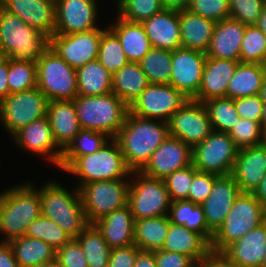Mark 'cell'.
Masks as SVG:
<instances>
[{"label": "cell", "instance_id": "cell-1", "mask_svg": "<svg viewBox=\"0 0 266 267\" xmlns=\"http://www.w3.org/2000/svg\"><path fill=\"white\" fill-rule=\"evenodd\" d=\"M168 136V122L128 112L115 139L119 142L127 167L131 171H140Z\"/></svg>", "mask_w": 266, "mask_h": 267}, {"label": "cell", "instance_id": "cell-2", "mask_svg": "<svg viewBox=\"0 0 266 267\" xmlns=\"http://www.w3.org/2000/svg\"><path fill=\"white\" fill-rule=\"evenodd\" d=\"M42 214L38 189L26 182L0 193V233L10 242L25 236L29 224Z\"/></svg>", "mask_w": 266, "mask_h": 267}, {"label": "cell", "instance_id": "cell-3", "mask_svg": "<svg viewBox=\"0 0 266 267\" xmlns=\"http://www.w3.org/2000/svg\"><path fill=\"white\" fill-rule=\"evenodd\" d=\"M38 191L42 215L53 220L71 238H77L89 225L77 187L70 193L58 182H48Z\"/></svg>", "mask_w": 266, "mask_h": 267}, {"label": "cell", "instance_id": "cell-4", "mask_svg": "<svg viewBox=\"0 0 266 267\" xmlns=\"http://www.w3.org/2000/svg\"><path fill=\"white\" fill-rule=\"evenodd\" d=\"M73 104L82 129L103 132L111 138H116L129 112V106L113 92L99 96L77 95Z\"/></svg>", "mask_w": 266, "mask_h": 267}, {"label": "cell", "instance_id": "cell-5", "mask_svg": "<svg viewBox=\"0 0 266 267\" xmlns=\"http://www.w3.org/2000/svg\"><path fill=\"white\" fill-rule=\"evenodd\" d=\"M48 47L46 35L0 7L1 57L36 62Z\"/></svg>", "mask_w": 266, "mask_h": 267}, {"label": "cell", "instance_id": "cell-6", "mask_svg": "<svg viewBox=\"0 0 266 267\" xmlns=\"http://www.w3.org/2000/svg\"><path fill=\"white\" fill-rule=\"evenodd\" d=\"M265 221L266 211L255 196L240 192L223 223L213 233L211 253L219 255L230 244Z\"/></svg>", "mask_w": 266, "mask_h": 267}, {"label": "cell", "instance_id": "cell-7", "mask_svg": "<svg viewBox=\"0 0 266 267\" xmlns=\"http://www.w3.org/2000/svg\"><path fill=\"white\" fill-rule=\"evenodd\" d=\"M101 149L78 157L65 171L79 177V189L83 184L101 180L123 179L131 175L123 158L119 142L111 138Z\"/></svg>", "mask_w": 266, "mask_h": 267}, {"label": "cell", "instance_id": "cell-8", "mask_svg": "<svg viewBox=\"0 0 266 267\" xmlns=\"http://www.w3.org/2000/svg\"><path fill=\"white\" fill-rule=\"evenodd\" d=\"M37 87L48 101L73 100L78 95L76 69L50 47L37 59Z\"/></svg>", "mask_w": 266, "mask_h": 267}, {"label": "cell", "instance_id": "cell-9", "mask_svg": "<svg viewBox=\"0 0 266 267\" xmlns=\"http://www.w3.org/2000/svg\"><path fill=\"white\" fill-rule=\"evenodd\" d=\"M131 175H135L136 180L129 181L127 205L134 220L168 215L172 201L164 180L147 176L141 171H132Z\"/></svg>", "mask_w": 266, "mask_h": 267}, {"label": "cell", "instance_id": "cell-10", "mask_svg": "<svg viewBox=\"0 0 266 267\" xmlns=\"http://www.w3.org/2000/svg\"><path fill=\"white\" fill-rule=\"evenodd\" d=\"M124 179L93 181L79 188L89 224L127 205L129 182Z\"/></svg>", "mask_w": 266, "mask_h": 267}, {"label": "cell", "instance_id": "cell-11", "mask_svg": "<svg viewBox=\"0 0 266 267\" xmlns=\"http://www.w3.org/2000/svg\"><path fill=\"white\" fill-rule=\"evenodd\" d=\"M238 149L228 133L213 131L192 147V165L218 176L232 174Z\"/></svg>", "mask_w": 266, "mask_h": 267}, {"label": "cell", "instance_id": "cell-12", "mask_svg": "<svg viewBox=\"0 0 266 267\" xmlns=\"http://www.w3.org/2000/svg\"><path fill=\"white\" fill-rule=\"evenodd\" d=\"M48 103V99L38 87L9 94L0 101L1 125L13 136L25 125L46 116Z\"/></svg>", "mask_w": 266, "mask_h": 267}, {"label": "cell", "instance_id": "cell-13", "mask_svg": "<svg viewBox=\"0 0 266 267\" xmlns=\"http://www.w3.org/2000/svg\"><path fill=\"white\" fill-rule=\"evenodd\" d=\"M189 99L170 84L150 83L129 106L133 115L168 122Z\"/></svg>", "mask_w": 266, "mask_h": 267}, {"label": "cell", "instance_id": "cell-14", "mask_svg": "<svg viewBox=\"0 0 266 267\" xmlns=\"http://www.w3.org/2000/svg\"><path fill=\"white\" fill-rule=\"evenodd\" d=\"M106 29L54 34L49 38V47L69 66L78 69L97 60L100 38Z\"/></svg>", "mask_w": 266, "mask_h": 267}, {"label": "cell", "instance_id": "cell-15", "mask_svg": "<svg viewBox=\"0 0 266 267\" xmlns=\"http://www.w3.org/2000/svg\"><path fill=\"white\" fill-rule=\"evenodd\" d=\"M169 135L194 147L213 132L203 103L189 99L168 121Z\"/></svg>", "mask_w": 266, "mask_h": 267}, {"label": "cell", "instance_id": "cell-16", "mask_svg": "<svg viewBox=\"0 0 266 267\" xmlns=\"http://www.w3.org/2000/svg\"><path fill=\"white\" fill-rule=\"evenodd\" d=\"M207 56L204 52L183 47L172 51L170 85L193 99L202 83Z\"/></svg>", "mask_w": 266, "mask_h": 267}, {"label": "cell", "instance_id": "cell-17", "mask_svg": "<svg viewBox=\"0 0 266 267\" xmlns=\"http://www.w3.org/2000/svg\"><path fill=\"white\" fill-rule=\"evenodd\" d=\"M190 165H192V147L169 135L140 171L147 176L163 180L176 170Z\"/></svg>", "mask_w": 266, "mask_h": 267}, {"label": "cell", "instance_id": "cell-18", "mask_svg": "<svg viewBox=\"0 0 266 267\" xmlns=\"http://www.w3.org/2000/svg\"><path fill=\"white\" fill-rule=\"evenodd\" d=\"M96 0H58L55 3L54 34L86 32L97 27Z\"/></svg>", "mask_w": 266, "mask_h": 267}, {"label": "cell", "instance_id": "cell-19", "mask_svg": "<svg viewBox=\"0 0 266 267\" xmlns=\"http://www.w3.org/2000/svg\"><path fill=\"white\" fill-rule=\"evenodd\" d=\"M265 255L266 221L219 254L226 267H261Z\"/></svg>", "mask_w": 266, "mask_h": 267}, {"label": "cell", "instance_id": "cell-20", "mask_svg": "<svg viewBox=\"0 0 266 267\" xmlns=\"http://www.w3.org/2000/svg\"><path fill=\"white\" fill-rule=\"evenodd\" d=\"M11 137L18 147L33 154L46 156L52 164L59 167L63 150L54 140L47 115L25 125Z\"/></svg>", "mask_w": 266, "mask_h": 267}, {"label": "cell", "instance_id": "cell-21", "mask_svg": "<svg viewBox=\"0 0 266 267\" xmlns=\"http://www.w3.org/2000/svg\"><path fill=\"white\" fill-rule=\"evenodd\" d=\"M0 7L20 17L48 38L54 35L55 2L51 0H0Z\"/></svg>", "mask_w": 266, "mask_h": 267}, {"label": "cell", "instance_id": "cell-22", "mask_svg": "<svg viewBox=\"0 0 266 267\" xmlns=\"http://www.w3.org/2000/svg\"><path fill=\"white\" fill-rule=\"evenodd\" d=\"M239 194V187L232 174L215 179L209 197L201 204L207 226L213 233L221 226Z\"/></svg>", "mask_w": 266, "mask_h": 267}, {"label": "cell", "instance_id": "cell-23", "mask_svg": "<svg viewBox=\"0 0 266 267\" xmlns=\"http://www.w3.org/2000/svg\"><path fill=\"white\" fill-rule=\"evenodd\" d=\"M266 174V148L257 145L238 150L232 175L242 193H253Z\"/></svg>", "mask_w": 266, "mask_h": 267}, {"label": "cell", "instance_id": "cell-24", "mask_svg": "<svg viewBox=\"0 0 266 267\" xmlns=\"http://www.w3.org/2000/svg\"><path fill=\"white\" fill-rule=\"evenodd\" d=\"M239 62L237 60L207 57L200 89L192 100L203 103L213 98L226 97L229 81Z\"/></svg>", "mask_w": 266, "mask_h": 267}, {"label": "cell", "instance_id": "cell-25", "mask_svg": "<svg viewBox=\"0 0 266 267\" xmlns=\"http://www.w3.org/2000/svg\"><path fill=\"white\" fill-rule=\"evenodd\" d=\"M245 28V24L232 18L216 22L206 56L239 61Z\"/></svg>", "mask_w": 266, "mask_h": 267}, {"label": "cell", "instance_id": "cell-26", "mask_svg": "<svg viewBox=\"0 0 266 267\" xmlns=\"http://www.w3.org/2000/svg\"><path fill=\"white\" fill-rule=\"evenodd\" d=\"M141 24L152 47L170 51L181 47L179 12L163 9Z\"/></svg>", "mask_w": 266, "mask_h": 267}, {"label": "cell", "instance_id": "cell-27", "mask_svg": "<svg viewBox=\"0 0 266 267\" xmlns=\"http://www.w3.org/2000/svg\"><path fill=\"white\" fill-rule=\"evenodd\" d=\"M47 117L55 142L64 150L82 129L73 100L50 101Z\"/></svg>", "mask_w": 266, "mask_h": 267}, {"label": "cell", "instance_id": "cell-28", "mask_svg": "<svg viewBox=\"0 0 266 267\" xmlns=\"http://www.w3.org/2000/svg\"><path fill=\"white\" fill-rule=\"evenodd\" d=\"M134 222V216L126 205L102 217L94 225L112 249L134 244Z\"/></svg>", "mask_w": 266, "mask_h": 267}, {"label": "cell", "instance_id": "cell-29", "mask_svg": "<svg viewBox=\"0 0 266 267\" xmlns=\"http://www.w3.org/2000/svg\"><path fill=\"white\" fill-rule=\"evenodd\" d=\"M161 250L185 254L195 262L203 261L212 254L210 244L199 233L174 223H170Z\"/></svg>", "mask_w": 266, "mask_h": 267}, {"label": "cell", "instance_id": "cell-30", "mask_svg": "<svg viewBox=\"0 0 266 267\" xmlns=\"http://www.w3.org/2000/svg\"><path fill=\"white\" fill-rule=\"evenodd\" d=\"M109 29L120 40L129 62H140L152 48L141 23L129 22L118 17L114 24H110Z\"/></svg>", "mask_w": 266, "mask_h": 267}, {"label": "cell", "instance_id": "cell-31", "mask_svg": "<svg viewBox=\"0 0 266 267\" xmlns=\"http://www.w3.org/2000/svg\"><path fill=\"white\" fill-rule=\"evenodd\" d=\"M179 25L181 47L206 53L215 22L184 10L179 12Z\"/></svg>", "mask_w": 266, "mask_h": 267}, {"label": "cell", "instance_id": "cell-32", "mask_svg": "<svg viewBox=\"0 0 266 267\" xmlns=\"http://www.w3.org/2000/svg\"><path fill=\"white\" fill-rule=\"evenodd\" d=\"M265 76L266 65L239 62L229 81L226 98L234 100L260 94Z\"/></svg>", "mask_w": 266, "mask_h": 267}, {"label": "cell", "instance_id": "cell-33", "mask_svg": "<svg viewBox=\"0 0 266 267\" xmlns=\"http://www.w3.org/2000/svg\"><path fill=\"white\" fill-rule=\"evenodd\" d=\"M149 84L138 62H128L112 75V92L128 106Z\"/></svg>", "mask_w": 266, "mask_h": 267}, {"label": "cell", "instance_id": "cell-34", "mask_svg": "<svg viewBox=\"0 0 266 267\" xmlns=\"http://www.w3.org/2000/svg\"><path fill=\"white\" fill-rule=\"evenodd\" d=\"M168 218L171 223L183 225L189 230L199 233L209 244L212 242L213 232L207 226L201 205L189 200L171 202Z\"/></svg>", "mask_w": 266, "mask_h": 267}, {"label": "cell", "instance_id": "cell-35", "mask_svg": "<svg viewBox=\"0 0 266 267\" xmlns=\"http://www.w3.org/2000/svg\"><path fill=\"white\" fill-rule=\"evenodd\" d=\"M9 243L19 267H37L56 259V249L40 239L22 236Z\"/></svg>", "mask_w": 266, "mask_h": 267}, {"label": "cell", "instance_id": "cell-36", "mask_svg": "<svg viewBox=\"0 0 266 267\" xmlns=\"http://www.w3.org/2000/svg\"><path fill=\"white\" fill-rule=\"evenodd\" d=\"M78 95L99 96L112 93V74L94 60L76 69Z\"/></svg>", "mask_w": 266, "mask_h": 267}, {"label": "cell", "instance_id": "cell-37", "mask_svg": "<svg viewBox=\"0 0 266 267\" xmlns=\"http://www.w3.org/2000/svg\"><path fill=\"white\" fill-rule=\"evenodd\" d=\"M170 223L168 215L135 220L134 244L140 250L162 249Z\"/></svg>", "mask_w": 266, "mask_h": 267}, {"label": "cell", "instance_id": "cell-38", "mask_svg": "<svg viewBox=\"0 0 266 267\" xmlns=\"http://www.w3.org/2000/svg\"><path fill=\"white\" fill-rule=\"evenodd\" d=\"M110 139L111 137L103 132L81 129L63 150L59 168L65 171L78 157L96 152Z\"/></svg>", "mask_w": 266, "mask_h": 267}, {"label": "cell", "instance_id": "cell-39", "mask_svg": "<svg viewBox=\"0 0 266 267\" xmlns=\"http://www.w3.org/2000/svg\"><path fill=\"white\" fill-rule=\"evenodd\" d=\"M75 239L85 254L88 267H108L111 248L94 224H89Z\"/></svg>", "mask_w": 266, "mask_h": 267}, {"label": "cell", "instance_id": "cell-40", "mask_svg": "<svg viewBox=\"0 0 266 267\" xmlns=\"http://www.w3.org/2000/svg\"><path fill=\"white\" fill-rule=\"evenodd\" d=\"M138 63L149 83L170 84L172 51L152 47Z\"/></svg>", "mask_w": 266, "mask_h": 267}, {"label": "cell", "instance_id": "cell-41", "mask_svg": "<svg viewBox=\"0 0 266 267\" xmlns=\"http://www.w3.org/2000/svg\"><path fill=\"white\" fill-rule=\"evenodd\" d=\"M203 104L213 131L228 133L240 119L235 102L231 98H213Z\"/></svg>", "mask_w": 266, "mask_h": 267}, {"label": "cell", "instance_id": "cell-42", "mask_svg": "<svg viewBox=\"0 0 266 267\" xmlns=\"http://www.w3.org/2000/svg\"><path fill=\"white\" fill-rule=\"evenodd\" d=\"M97 60L112 75L129 62L120 40L108 27L101 35Z\"/></svg>", "mask_w": 266, "mask_h": 267}, {"label": "cell", "instance_id": "cell-43", "mask_svg": "<svg viewBox=\"0 0 266 267\" xmlns=\"http://www.w3.org/2000/svg\"><path fill=\"white\" fill-rule=\"evenodd\" d=\"M9 93H19L37 87L36 62L8 58Z\"/></svg>", "mask_w": 266, "mask_h": 267}, {"label": "cell", "instance_id": "cell-44", "mask_svg": "<svg viewBox=\"0 0 266 267\" xmlns=\"http://www.w3.org/2000/svg\"><path fill=\"white\" fill-rule=\"evenodd\" d=\"M239 61L266 65V35L257 25H246Z\"/></svg>", "mask_w": 266, "mask_h": 267}, {"label": "cell", "instance_id": "cell-45", "mask_svg": "<svg viewBox=\"0 0 266 267\" xmlns=\"http://www.w3.org/2000/svg\"><path fill=\"white\" fill-rule=\"evenodd\" d=\"M25 236L40 239L56 250L72 239L58 224L42 214L29 224Z\"/></svg>", "mask_w": 266, "mask_h": 267}, {"label": "cell", "instance_id": "cell-46", "mask_svg": "<svg viewBox=\"0 0 266 267\" xmlns=\"http://www.w3.org/2000/svg\"><path fill=\"white\" fill-rule=\"evenodd\" d=\"M118 17L134 23H142L164 8L161 0H117Z\"/></svg>", "mask_w": 266, "mask_h": 267}, {"label": "cell", "instance_id": "cell-47", "mask_svg": "<svg viewBox=\"0 0 266 267\" xmlns=\"http://www.w3.org/2000/svg\"><path fill=\"white\" fill-rule=\"evenodd\" d=\"M228 134L234 141L235 147L240 150L260 145L262 128L259 122L240 118Z\"/></svg>", "mask_w": 266, "mask_h": 267}, {"label": "cell", "instance_id": "cell-48", "mask_svg": "<svg viewBox=\"0 0 266 267\" xmlns=\"http://www.w3.org/2000/svg\"><path fill=\"white\" fill-rule=\"evenodd\" d=\"M193 177L194 166L190 165L186 168L176 170L163 179L172 202L188 200L189 189Z\"/></svg>", "mask_w": 266, "mask_h": 267}, {"label": "cell", "instance_id": "cell-49", "mask_svg": "<svg viewBox=\"0 0 266 267\" xmlns=\"http://www.w3.org/2000/svg\"><path fill=\"white\" fill-rule=\"evenodd\" d=\"M187 10L215 23L230 18L229 0H190Z\"/></svg>", "mask_w": 266, "mask_h": 267}, {"label": "cell", "instance_id": "cell-50", "mask_svg": "<svg viewBox=\"0 0 266 267\" xmlns=\"http://www.w3.org/2000/svg\"><path fill=\"white\" fill-rule=\"evenodd\" d=\"M230 18L245 25H256L264 4L261 0H229Z\"/></svg>", "mask_w": 266, "mask_h": 267}, {"label": "cell", "instance_id": "cell-51", "mask_svg": "<svg viewBox=\"0 0 266 267\" xmlns=\"http://www.w3.org/2000/svg\"><path fill=\"white\" fill-rule=\"evenodd\" d=\"M218 175L198 171L194 167V177L190 185L188 200L201 205L210 195Z\"/></svg>", "mask_w": 266, "mask_h": 267}, {"label": "cell", "instance_id": "cell-52", "mask_svg": "<svg viewBox=\"0 0 266 267\" xmlns=\"http://www.w3.org/2000/svg\"><path fill=\"white\" fill-rule=\"evenodd\" d=\"M56 260L61 267H88L85 254L75 238L56 250Z\"/></svg>", "mask_w": 266, "mask_h": 267}, {"label": "cell", "instance_id": "cell-53", "mask_svg": "<svg viewBox=\"0 0 266 267\" xmlns=\"http://www.w3.org/2000/svg\"><path fill=\"white\" fill-rule=\"evenodd\" d=\"M235 108L240 118L261 122L264 103L260 94L234 99Z\"/></svg>", "mask_w": 266, "mask_h": 267}, {"label": "cell", "instance_id": "cell-54", "mask_svg": "<svg viewBox=\"0 0 266 267\" xmlns=\"http://www.w3.org/2000/svg\"><path fill=\"white\" fill-rule=\"evenodd\" d=\"M139 250L135 244L127 247L112 248L108 267H134Z\"/></svg>", "mask_w": 266, "mask_h": 267}, {"label": "cell", "instance_id": "cell-55", "mask_svg": "<svg viewBox=\"0 0 266 267\" xmlns=\"http://www.w3.org/2000/svg\"><path fill=\"white\" fill-rule=\"evenodd\" d=\"M156 267H192L195 261L182 253L155 250Z\"/></svg>", "mask_w": 266, "mask_h": 267}, {"label": "cell", "instance_id": "cell-56", "mask_svg": "<svg viewBox=\"0 0 266 267\" xmlns=\"http://www.w3.org/2000/svg\"><path fill=\"white\" fill-rule=\"evenodd\" d=\"M0 267H19L9 242L0 241Z\"/></svg>", "mask_w": 266, "mask_h": 267}, {"label": "cell", "instance_id": "cell-57", "mask_svg": "<svg viewBox=\"0 0 266 267\" xmlns=\"http://www.w3.org/2000/svg\"><path fill=\"white\" fill-rule=\"evenodd\" d=\"M7 78H8V58L0 57V101H2L10 94Z\"/></svg>", "mask_w": 266, "mask_h": 267}, {"label": "cell", "instance_id": "cell-58", "mask_svg": "<svg viewBox=\"0 0 266 267\" xmlns=\"http://www.w3.org/2000/svg\"><path fill=\"white\" fill-rule=\"evenodd\" d=\"M134 267H156L155 251L139 250Z\"/></svg>", "mask_w": 266, "mask_h": 267}, {"label": "cell", "instance_id": "cell-59", "mask_svg": "<svg viewBox=\"0 0 266 267\" xmlns=\"http://www.w3.org/2000/svg\"><path fill=\"white\" fill-rule=\"evenodd\" d=\"M190 0H161L164 9L172 11H184L188 9Z\"/></svg>", "mask_w": 266, "mask_h": 267}, {"label": "cell", "instance_id": "cell-60", "mask_svg": "<svg viewBox=\"0 0 266 267\" xmlns=\"http://www.w3.org/2000/svg\"><path fill=\"white\" fill-rule=\"evenodd\" d=\"M192 267H226L223 259L219 255L211 254L203 261L195 262Z\"/></svg>", "mask_w": 266, "mask_h": 267}, {"label": "cell", "instance_id": "cell-61", "mask_svg": "<svg viewBox=\"0 0 266 267\" xmlns=\"http://www.w3.org/2000/svg\"><path fill=\"white\" fill-rule=\"evenodd\" d=\"M266 211V174L252 193Z\"/></svg>", "mask_w": 266, "mask_h": 267}, {"label": "cell", "instance_id": "cell-62", "mask_svg": "<svg viewBox=\"0 0 266 267\" xmlns=\"http://www.w3.org/2000/svg\"><path fill=\"white\" fill-rule=\"evenodd\" d=\"M256 25L266 35V5L263 7L262 13Z\"/></svg>", "mask_w": 266, "mask_h": 267}, {"label": "cell", "instance_id": "cell-63", "mask_svg": "<svg viewBox=\"0 0 266 267\" xmlns=\"http://www.w3.org/2000/svg\"><path fill=\"white\" fill-rule=\"evenodd\" d=\"M260 97L262 102L266 104V76L264 78L263 85L261 87Z\"/></svg>", "mask_w": 266, "mask_h": 267}, {"label": "cell", "instance_id": "cell-64", "mask_svg": "<svg viewBox=\"0 0 266 267\" xmlns=\"http://www.w3.org/2000/svg\"><path fill=\"white\" fill-rule=\"evenodd\" d=\"M37 267H61V266L59 265V263L55 259V260H53L51 262L40 264Z\"/></svg>", "mask_w": 266, "mask_h": 267}, {"label": "cell", "instance_id": "cell-65", "mask_svg": "<svg viewBox=\"0 0 266 267\" xmlns=\"http://www.w3.org/2000/svg\"><path fill=\"white\" fill-rule=\"evenodd\" d=\"M261 128H266V104H264L263 111H262V117H261Z\"/></svg>", "mask_w": 266, "mask_h": 267}, {"label": "cell", "instance_id": "cell-66", "mask_svg": "<svg viewBox=\"0 0 266 267\" xmlns=\"http://www.w3.org/2000/svg\"><path fill=\"white\" fill-rule=\"evenodd\" d=\"M260 145L266 148V128L262 129Z\"/></svg>", "mask_w": 266, "mask_h": 267}, {"label": "cell", "instance_id": "cell-67", "mask_svg": "<svg viewBox=\"0 0 266 267\" xmlns=\"http://www.w3.org/2000/svg\"><path fill=\"white\" fill-rule=\"evenodd\" d=\"M261 267H266V255L264 256V260H263V262H262Z\"/></svg>", "mask_w": 266, "mask_h": 267}, {"label": "cell", "instance_id": "cell-68", "mask_svg": "<svg viewBox=\"0 0 266 267\" xmlns=\"http://www.w3.org/2000/svg\"><path fill=\"white\" fill-rule=\"evenodd\" d=\"M264 5H266V0H261Z\"/></svg>", "mask_w": 266, "mask_h": 267}]
</instances>
